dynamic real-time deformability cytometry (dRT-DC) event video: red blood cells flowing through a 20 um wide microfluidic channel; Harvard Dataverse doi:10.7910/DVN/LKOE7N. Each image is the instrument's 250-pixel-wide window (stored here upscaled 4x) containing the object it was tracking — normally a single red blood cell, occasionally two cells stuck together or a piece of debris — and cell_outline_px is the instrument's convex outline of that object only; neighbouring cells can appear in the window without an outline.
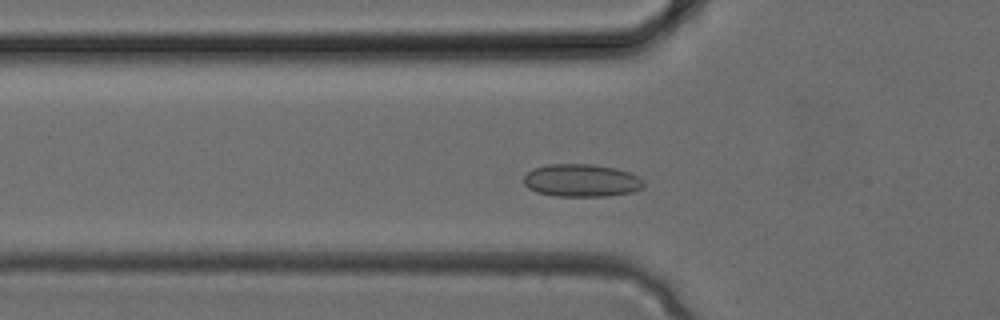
{"species": "common noctule bat (a hibernating species)", "species_latin": "Nyctalus noctula", "temperature_condition": "cold", "stored_images_in_passage": 31, "camera_frame_rate_fps": 3000, "um_per_image_px": 0.085, "animal": {"sex": "female", "body_mass_g": 24.6, "forearm_length_mm": 56.2}, "frame": {"image": 1, "passage_image": 8, "time_ms": 2.333, "image_size_px": [1000, 320], "cell_outline_px": [[644, 188], [632, 192], [608, 196], [556, 196], [536, 192], [528, 188], [524, 184], [524, 176], [532, 168], [548, 164], [588, 164], [616, 168], [628, 172], [644, 180]], "centroid_in_image_um": [49.41, 15.34], "position_along_channel_um": 76.4, "area_um2": 22.95}}
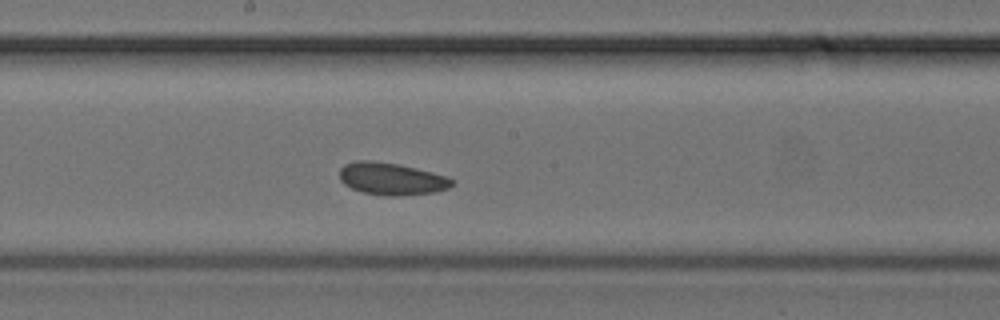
{"frame": {"image": 2, "passage_image": 15, "time_ms": 4.667, "image_size_px": [1000, 320], "cell_outline_px": [[456, 184], [448, 188], [436, 192], [396, 196], [384, 196], [364, 192], [352, 188], [344, 184], [340, 180], [340, 168], [344, 164], [356, 160], [372, 160], [396, 164], [416, 168], [432, 172], [456, 180]], "centroid_in_image_um": [33.29, 15.2], "position_along_channel_um": 214.9, "area_um2": 21.21}}
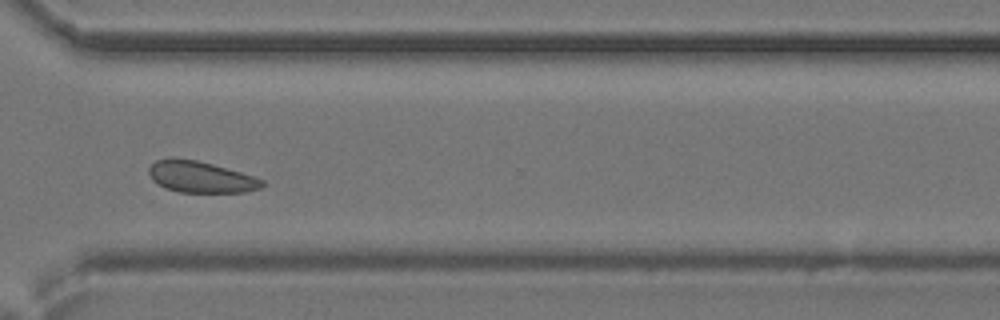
{"frame": {"image": 3, "passage_image": 22, "time_ms": 7.0, "image_size_px": [1000, 320], "cell_outline_px": [[264, 184], [260, 188], [244, 192], [180, 192], [164, 188], [152, 180], [148, 172], [148, 168], [156, 160], [172, 156], [196, 160], [212, 164], [240, 172], [264, 180]], "centroid_in_image_um": [17.0, 15.03], "position_along_channel_um": 353.6, "area_um2": 20.75}}